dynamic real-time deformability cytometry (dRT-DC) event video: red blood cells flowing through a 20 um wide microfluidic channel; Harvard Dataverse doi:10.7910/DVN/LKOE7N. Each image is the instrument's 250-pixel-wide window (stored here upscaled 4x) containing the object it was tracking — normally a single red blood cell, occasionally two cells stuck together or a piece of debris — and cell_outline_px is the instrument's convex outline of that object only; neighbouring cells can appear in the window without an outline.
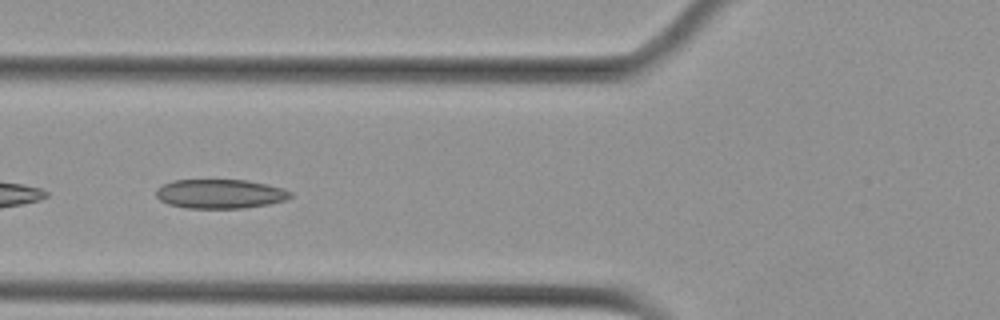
{"species": "Egyptian fruit bat (a non-hibernating species)", "species_latin": "Rousettus aegyptiacus", "temperature_condition": "cold", "stored_images_in_passage": 6, "camera_frame_rate_fps": 3000, "um_per_image_px": 0.085, "animal": {"sex": "female"}, "frame": {"image": 1, "passage_image": 6, "time_ms": 1.667, "image_size_px": [1000, 320], "cell_outline_px": [[292, 196], [284, 200], [268, 204], [244, 208], [184, 208], [168, 204], [160, 200], [156, 196], [156, 188], [172, 180], [248, 180], [268, 184], [284, 188], [292, 192]], "centroid_in_image_um": [18.71, 16.47], "position_along_channel_um": 107.1, "area_um2": 23.0}}